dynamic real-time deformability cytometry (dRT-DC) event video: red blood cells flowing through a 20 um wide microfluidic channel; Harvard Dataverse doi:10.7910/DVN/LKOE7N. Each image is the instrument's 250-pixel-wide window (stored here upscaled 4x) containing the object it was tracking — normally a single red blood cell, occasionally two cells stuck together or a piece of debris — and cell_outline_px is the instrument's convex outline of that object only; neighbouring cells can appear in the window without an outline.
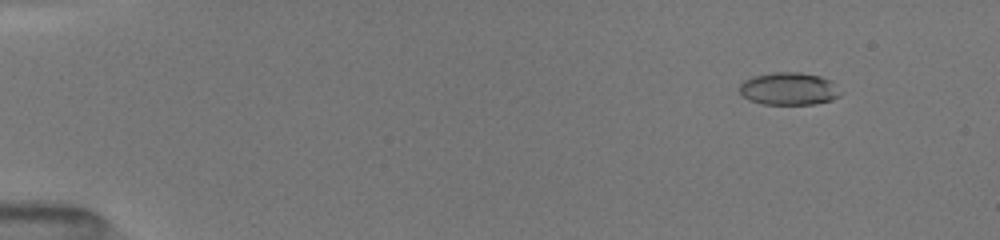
{"species": "common noctule bat (a hibernating species)", "species_latin": "Nyctalus noctula", "temperature_condition": "room temperature", "stored_images_in_passage": 21, "camera_frame_rate_fps": 3000, "um_per_image_px": 0.085, "animal": {"sex": "female", "body_mass_g": 19.5, "forearm_length_mm": 54.1}, "frame": {"image": 1, "passage_image": 7, "time_ms": 1.667, "image_size_px": [1000, 240], "cell_outline_px": [[844, 92], [840, 96], [832, 100], [812, 104], [760, 104], [748, 100], [740, 92], [740, 84], [744, 80], [752, 76], [772, 72], [800, 72], [820, 76], [832, 80]], "centroid_in_image_um": [67.1, 7.54], "position_along_channel_um": 17.9, "area_um2": 19.54}}